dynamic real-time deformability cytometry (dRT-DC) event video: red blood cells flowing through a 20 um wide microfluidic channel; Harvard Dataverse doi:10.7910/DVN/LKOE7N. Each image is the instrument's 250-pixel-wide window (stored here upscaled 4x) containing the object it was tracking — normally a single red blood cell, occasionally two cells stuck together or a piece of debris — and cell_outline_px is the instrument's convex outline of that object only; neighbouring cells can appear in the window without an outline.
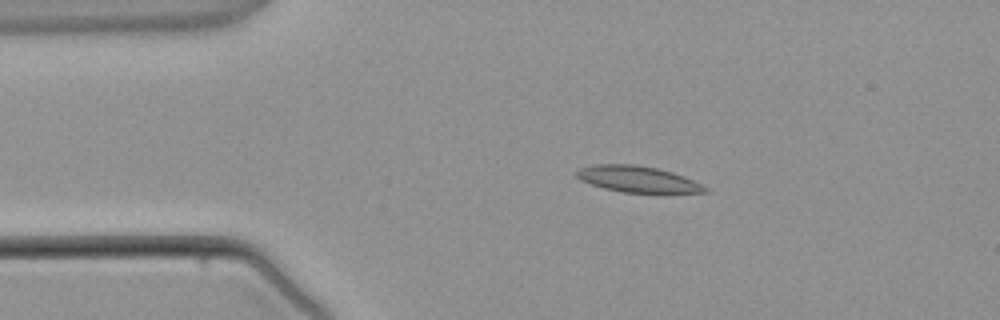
{"species": "common noctule bat (a hibernating species)", "species_latin": "Nyctalus noctula", "temperature_condition": "warm", "stored_images_in_passage": 3, "camera_frame_rate_fps": 3000, "um_per_image_px": 0.085, "animal": {"sex": "male", "body_mass_g": 21.5, "forearm_length_mm": 52.0}, "frame": {"image": 1, "passage_image": 2, "time_ms": 2.0, "image_size_px": [1000, 320], "cell_outline_px": [[708, 192], [624, 192], [604, 188], [580, 180], [576, 176], [576, 172], [580, 168], [592, 164], [636, 164], [656, 168], [672, 172], [684, 176], [708, 188]], "centroid_in_image_um": [54.16, 15.21], "position_along_channel_um": 30.8, "area_um2": 19.31}}